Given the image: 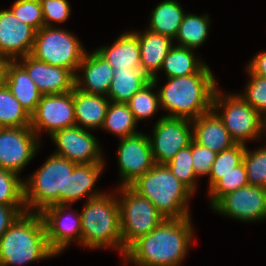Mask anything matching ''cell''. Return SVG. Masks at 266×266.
I'll return each instance as SVG.
<instances>
[{"label": "cell", "instance_id": "cell-24", "mask_svg": "<svg viewBox=\"0 0 266 266\" xmlns=\"http://www.w3.org/2000/svg\"><path fill=\"white\" fill-rule=\"evenodd\" d=\"M144 31L134 32L138 35L141 69L150 79H153L158 76L157 73L161 70L164 58L173 46L174 40L148 29Z\"/></svg>", "mask_w": 266, "mask_h": 266}, {"label": "cell", "instance_id": "cell-8", "mask_svg": "<svg viewBox=\"0 0 266 266\" xmlns=\"http://www.w3.org/2000/svg\"><path fill=\"white\" fill-rule=\"evenodd\" d=\"M216 89L212 110L222 120L236 144L262 138V115L238 94H224ZM220 110V111H219Z\"/></svg>", "mask_w": 266, "mask_h": 266}, {"label": "cell", "instance_id": "cell-36", "mask_svg": "<svg viewBox=\"0 0 266 266\" xmlns=\"http://www.w3.org/2000/svg\"><path fill=\"white\" fill-rule=\"evenodd\" d=\"M171 172L185 184L193 193L196 192L198 176L195 174L192 163L191 146L180 151L166 164Z\"/></svg>", "mask_w": 266, "mask_h": 266}, {"label": "cell", "instance_id": "cell-18", "mask_svg": "<svg viewBox=\"0 0 266 266\" xmlns=\"http://www.w3.org/2000/svg\"><path fill=\"white\" fill-rule=\"evenodd\" d=\"M40 92L45 94L67 93L75 87V75L66 68L51 66L31 54L18 58Z\"/></svg>", "mask_w": 266, "mask_h": 266}, {"label": "cell", "instance_id": "cell-28", "mask_svg": "<svg viewBox=\"0 0 266 266\" xmlns=\"http://www.w3.org/2000/svg\"><path fill=\"white\" fill-rule=\"evenodd\" d=\"M192 50L178 45L170 48L161 67L166 78L197 73L206 64L202 59H197Z\"/></svg>", "mask_w": 266, "mask_h": 266}, {"label": "cell", "instance_id": "cell-9", "mask_svg": "<svg viewBox=\"0 0 266 266\" xmlns=\"http://www.w3.org/2000/svg\"><path fill=\"white\" fill-rule=\"evenodd\" d=\"M85 53L78 37L55 25L36 31L31 55L51 66L69 69L76 75Z\"/></svg>", "mask_w": 266, "mask_h": 266}, {"label": "cell", "instance_id": "cell-16", "mask_svg": "<svg viewBox=\"0 0 266 266\" xmlns=\"http://www.w3.org/2000/svg\"><path fill=\"white\" fill-rule=\"evenodd\" d=\"M212 209L243 222L266 219V188L246 185L223 196Z\"/></svg>", "mask_w": 266, "mask_h": 266}, {"label": "cell", "instance_id": "cell-34", "mask_svg": "<svg viewBox=\"0 0 266 266\" xmlns=\"http://www.w3.org/2000/svg\"><path fill=\"white\" fill-rule=\"evenodd\" d=\"M245 150V144H236L232 148L216 154L210 174L208 175V189L217 180L224 176V174L232 171L233 168L237 167L243 162Z\"/></svg>", "mask_w": 266, "mask_h": 266}, {"label": "cell", "instance_id": "cell-7", "mask_svg": "<svg viewBox=\"0 0 266 266\" xmlns=\"http://www.w3.org/2000/svg\"><path fill=\"white\" fill-rule=\"evenodd\" d=\"M116 193L120 208V229L123 248L127 250L134 242L146 236L166 218L153 203L139 195L130 186L117 187Z\"/></svg>", "mask_w": 266, "mask_h": 266}, {"label": "cell", "instance_id": "cell-15", "mask_svg": "<svg viewBox=\"0 0 266 266\" xmlns=\"http://www.w3.org/2000/svg\"><path fill=\"white\" fill-rule=\"evenodd\" d=\"M50 138L56 145L53 153L76 164L102 163L104 158L97 138L89 130L72 126L54 132Z\"/></svg>", "mask_w": 266, "mask_h": 266}, {"label": "cell", "instance_id": "cell-23", "mask_svg": "<svg viewBox=\"0 0 266 266\" xmlns=\"http://www.w3.org/2000/svg\"><path fill=\"white\" fill-rule=\"evenodd\" d=\"M4 83L31 116L43 94L29 77L26 69L17 60L8 61Z\"/></svg>", "mask_w": 266, "mask_h": 266}, {"label": "cell", "instance_id": "cell-5", "mask_svg": "<svg viewBox=\"0 0 266 266\" xmlns=\"http://www.w3.org/2000/svg\"><path fill=\"white\" fill-rule=\"evenodd\" d=\"M81 213L82 246L89 249L112 247L124 256L120 229V208L116 194L105 192L86 199Z\"/></svg>", "mask_w": 266, "mask_h": 266}, {"label": "cell", "instance_id": "cell-1", "mask_svg": "<svg viewBox=\"0 0 266 266\" xmlns=\"http://www.w3.org/2000/svg\"><path fill=\"white\" fill-rule=\"evenodd\" d=\"M191 220L165 219L126 250L124 265L130 261L135 266H179L193 242Z\"/></svg>", "mask_w": 266, "mask_h": 266}, {"label": "cell", "instance_id": "cell-31", "mask_svg": "<svg viewBox=\"0 0 266 266\" xmlns=\"http://www.w3.org/2000/svg\"><path fill=\"white\" fill-rule=\"evenodd\" d=\"M31 116L4 83L0 86V128L30 126Z\"/></svg>", "mask_w": 266, "mask_h": 266}, {"label": "cell", "instance_id": "cell-11", "mask_svg": "<svg viewBox=\"0 0 266 266\" xmlns=\"http://www.w3.org/2000/svg\"><path fill=\"white\" fill-rule=\"evenodd\" d=\"M40 140L30 126L0 128V168L19 175L36 155Z\"/></svg>", "mask_w": 266, "mask_h": 266}, {"label": "cell", "instance_id": "cell-4", "mask_svg": "<svg viewBox=\"0 0 266 266\" xmlns=\"http://www.w3.org/2000/svg\"><path fill=\"white\" fill-rule=\"evenodd\" d=\"M130 187L149 199L166 219L191 217L188 203L194 194L166 164H155Z\"/></svg>", "mask_w": 266, "mask_h": 266}, {"label": "cell", "instance_id": "cell-40", "mask_svg": "<svg viewBox=\"0 0 266 266\" xmlns=\"http://www.w3.org/2000/svg\"><path fill=\"white\" fill-rule=\"evenodd\" d=\"M44 26L53 27V22L62 23L68 20L71 7L68 0H40Z\"/></svg>", "mask_w": 266, "mask_h": 266}, {"label": "cell", "instance_id": "cell-30", "mask_svg": "<svg viewBox=\"0 0 266 266\" xmlns=\"http://www.w3.org/2000/svg\"><path fill=\"white\" fill-rule=\"evenodd\" d=\"M137 120L127 103L110 102L103 127L101 129L125 138L138 133Z\"/></svg>", "mask_w": 266, "mask_h": 266}, {"label": "cell", "instance_id": "cell-33", "mask_svg": "<svg viewBox=\"0 0 266 266\" xmlns=\"http://www.w3.org/2000/svg\"><path fill=\"white\" fill-rule=\"evenodd\" d=\"M248 185L247 172L242 162L232 171L224 174L209 188L211 208L225 195Z\"/></svg>", "mask_w": 266, "mask_h": 266}, {"label": "cell", "instance_id": "cell-10", "mask_svg": "<svg viewBox=\"0 0 266 266\" xmlns=\"http://www.w3.org/2000/svg\"><path fill=\"white\" fill-rule=\"evenodd\" d=\"M192 121L164 117L154 125L152 138L148 136L155 164H167L180 149L192 141Z\"/></svg>", "mask_w": 266, "mask_h": 266}, {"label": "cell", "instance_id": "cell-13", "mask_svg": "<svg viewBox=\"0 0 266 266\" xmlns=\"http://www.w3.org/2000/svg\"><path fill=\"white\" fill-rule=\"evenodd\" d=\"M76 125L72 91L42 95L35 112L31 115L30 127L40 139V132L47 135Z\"/></svg>", "mask_w": 266, "mask_h": 266}, {"label": "cell", "instance_id": "cell-6", "mask_svg": "<svg viewBox=\"0 0 266 266\" xmlns=\"http://www.w3.org/2000/svg\"><path fill=\"white\" fill-rule=\"evenodd\" d=\"M76 165L66 158L51 154L44 164L24 181L26 211L40 213L47 206L67 204L68 176Z\"/></svg>", "mask_w": 266, "mask_h": 266}, {"label": "cell", "instance_id": "cell-19", "mask_svg": "<svg viewBox=\"0 0 266 266\" xmlns=\"http://www.w3.org/2000/svg\"><path fill=\"white\" fill-rule=\"evenodd\" d=\"M83 75H75V87L89 94L107 96L114 77L112 66L96 50L85 53L78 67Z\"/></svg>", "mask_w": 266, "mask_h": 266}, {"label": "cell", "instance_id": "cell-32", "mask_svg": "<svg viewBox=\"0 0 266 266\" xmlns=\"http://www.w3.org/2000/svg\"><path fill=\"white\" fill-rule=\"evenodd\" d=\"M158 79V77L151 79L127 102L137 121L151 118L161 108L158 92L154 93L152 91L156 88Z\"/></svg>", "mask_w": 266, "mask_h": 266}, {"label": "cell", "instance_id": "cell-44", "mask_svg": "<svg viewBox=\"0 0 266 266\" xmlns=\"http://www.w3.org/2000/svg\"><path fill=\"white\" fill-rule=\"evenodd\" d=\"M8 61L9 60L6 57L0 55V86H2L5 82V73Z\"/></svg>", "mask_w": 266, "mask_h": 266}, {"label": "cell", "instance_id": "cell-42", "mask_svg": "<svg viewBox=\"0 0 266 266\" xmlns=\"http://www.w3.org/2000/svg\"><path fill=\"white\" fill-rule=\"evenodd\" d=\"M26 211V206L0 205V238L14 223V221Z\"/></svg>", "mask_w": 266, "mask_h": 266}, {"label": "cell", "instance_id": "cell-26", "mask_svg": "<svg viewBox=\"0 0 266 266\" xmlns=\"http://www.w3.org/2000/svg\"><path fill=\"white\" fill-rule=\"evenodd\" d=\"M185 11L176 0H164L151 12L148 30L175 39Z\"/></svg>", "mask_w": 266, "mask_h": 266}, {"label": "cell", "instance_id": "cell-2", "mask_svg": "<svg viewBox=\"0 0 266 266\" xmlns=\"http://www.w3.org/2000/svg\"><path fill=\"white\" fill-rule=\"evenodd\" d=\"M217 89L215 77L205 64L197 73L167 78V84L158 91L164 117L195 120L212 110Z\"/></svg>", "mask_w": 266, "mask_h": 266}, {"label": "cell", "instance_id": "cell-45", "mask_svg": "<svg viewBox=\"0 0 266 266\" xmlns=\"http://www.w3.org/2000/svg\"><path fill=\"white\" fill-rule=\"evenodd\" d=\"M262 130L264 136H266V113L262 116Z\"/></svg>", "mask_w": 266, "mask_h": 266}, {"label": "cell", "instance_id": "cell-41", "mask_svg": "<svg viewBox=\"0 0 266 266\" xmlns=\"http://www.w3.org/2000/svg\"><path fill=\"white\" fill-rule=\"evenodd\" d=\"M192 152V163L195 174L199 176L209 175L217 153L198 144L193 139L189 144Z\"/></svg>", "mask_w": 266, "mask_h": 266}, {"label": "cell", "instance_id": "cell-3", "mask_svg": "<svg viewBox=\"0 0 266 266\" xmlns=\"http://www.w3.org/2000/svg\"><path fill=\"white\" fill-rule=\"evenodd\" d=\"M55 256L40 213L21 214L0 238V266H24Z\"/></svg>", "mask_w": 266, "mask_h": 266}, {"label": "cell", "instance_id": "cell-29", "mask_svg": "<svg viewBox=\"0 0 266 266\" xmlns=\"http://www.w3.org/2000/svg\"><path fill=\"white\" fill-rule=\"evenodd\" d=\"M210 23L208 14L201 16L185 14L174 40L178 41V46L190 49L199 48L207 39Z\"/></svg>", "mask_w": 266, "mask_h": 266}, {"label": "cell", "instance_id": "cell-37", "mask_svg": "<svg viewBox=\"0 0 266 266\" xmlns=\"http://www.w3.org/2000/svg\"><path fill=\"white\" fill-rule=\"evenodd\" d=\"M243 162L247 172L248 184L266 188V145L253 151L246 150Z\"/></svg>", "mask_w": 266, "mask_h": 266}, {"label": "cell", "instance_id": "cell-39", "mask_svg": "<svg viewBox=\"0 0 266 266\" xmlns=\"http://www.w3.org/2000/svg\"><path fill=\"white\" fill-rule=\"evenodd\" d=\"M10 10L18 19L36 31L44 27L40 0H16Z\"/></svg>", "mask_w": 266, "mask_h": 266}, {"label": "cell", "instance_id": "cell-38", "mask_svg": "<svg viewBox=\"0 0 266 266\" xmlns=\"http://www.w3.org/2000/svg\"><path fill=\"white\" fill-rule=\"evenodd\" d=\"M250 80L240 96L262 116L266 113V79L253 74L248 68Z\"/></svg>", "mask_w": 266, "mask_h": 266}, {"label": "cell", "instance_id": "cell-35", "mask_svg": "<svg viewBox=\"0 0 266 266\" xmlns=\"http://www.w3.org/2000/svg\"><path fill=\"white\" fill-rule=\"evenodd\" d=\"M0 205L25 206L24 180L19 175L0 168Z\"/></svg>", "mask_w": 266, "mask_h": 266}, {"label": "cell", "instance_id": "cell-21", "mask_svg": "<svg viewBox=\"0 0 266 266\" xmlns=\"http://www.w3.org/2000/svg\"><path fill=\"white\" fill-rule=\"evenodd\" d=\"M76 126L86 130L102 128L110 99L99 94H89L76 87L72 90Z\"/></svg>", "mask_w": 266, "mask_h": 266}, {"label": "cell", "instance_id": "cell-20", "mask_svg": "<svg viewBox=\"0 0 266 266\" xmlns=\"http://www.w3.org/2000/svg\"><path fill=\"white\" fill-rule=\"evenodd\" d=\"M192 138L215 153L228 150L236 145L222 120L213 110L192 120Z\"/></svg>", "mask_w": 266, "mask_h": 266}, {"label": "cell", "instance_id": "cell-27", "mask_svg": "<svg viewBox=\"0 0 266 266\" xmlns=\"http://www.w3.org/2000/svg\"><path fill=\"white\" fill-rule=\"evenodd\" d=\"M113 73L107 97L115 103H127L135 93L151 81L142 69L113 70Z\"/></svg>", "mask_w": 266, "mask_h": 266}, {"label": "cell", "instance_id": "cell-43", "mask_svg": "<svg viewBox=\"0 0 266 266\" xmlns=\"http://www.w3.org/2000/svg\"><path fill=\"white\" fill-rule=\"evenodd\" d=\"M248 68L253 74L266 79V51L259 52L251 61Z\"/></svg>", "mask_w": 266, "mask_h": 266}, {"label": "cell", "instance_id": "cell-12", "mask_svg": "<svg viewBox=\"0 0 266 266\" xmlns=\"http://www.w3.org/2000/svg\"><path fill=\"white\" fill-rule=\"evenodd\" d=\"M71 206L53 204L40 212L48 245L56 255L63 253V250L67 249L73 240L78 241L82 246L81 213L67 212L72 209Z\"/></svg>", "mask_w": 266, "mask_h": 266}, {"label": "cell", "instance_id": "cell-14", "mask_svg": "<svg viewBox=\"0 0 266 266\" xmlns=\"http://www.w3.org/2000/svg\"><path fill=\"white\" fill-rule=\"evenodd\" d=\"M120 185L130 186L154 165L148 135L138 133L120 139L117 151Z\"/></svg>", "mask_w": 266, "mask_h": 266}, {"label": "cell", "instance_id": "cell-22", "mask_svg": "<svg viewBox=\"0 0 266 266\" xmlns=\"http://www.w3.org/2000/svg\"><path fill=\"white\" fill-rule=\"evenodd\" d=\"M112 66L113 70L141 69L138 35L122 33L115 42L95 49Z\"/></svg>", "mask_w": 266, "mask_h": 266}, {"label": "cell", "instance_id": "cell-25", "mask_svg": "<svg viewBox=\"0 0 266 266\" xmlns=\"http://www.w3.org/2000/svg\"><path fill=\"white\" fill-rule=\"evenodd\" d=\"M105 162L93 164H77L68 176L67 205L86 197L87 200L102 195L101 191H94L97 179L104 171ZM94 191V192H93Z\"/></svg>", "mask_w": 266, "mask_h": 266}, {"label": "cell", "instance_id": "cell-17", "mask_svg": "<svg viewBox=\"0 0 266 266\" xmlns=\"http://www.w3.org/2000/svg\"><path fill=\"white\" fill-rule=\"evenodd\" d=\"M36 30L18 19L10 9L0 10V55L8 60L32 54Z\"/></svg>", "mask_w": 266, "mask_h": 266}]
</instances>
